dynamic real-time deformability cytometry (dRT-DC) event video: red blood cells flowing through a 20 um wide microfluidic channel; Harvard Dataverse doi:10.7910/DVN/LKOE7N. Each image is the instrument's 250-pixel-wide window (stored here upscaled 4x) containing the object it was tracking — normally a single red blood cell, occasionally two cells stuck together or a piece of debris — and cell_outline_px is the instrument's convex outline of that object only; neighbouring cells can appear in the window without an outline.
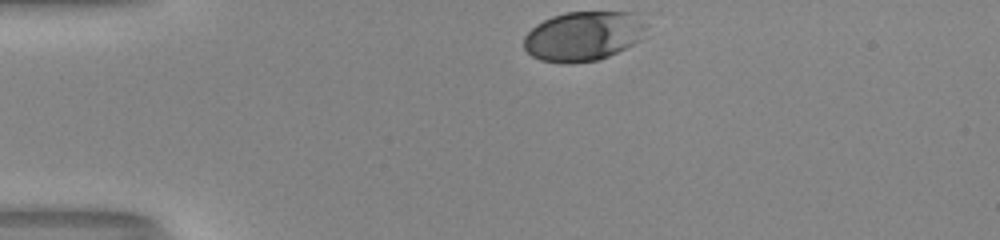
{"species": "human", "species_latin": "Homo sapiens", "temperature_condition": "room temperature", "stored_images_in_passage": 32, "camera_frame_rate_fps": 3000, "um_per_image_px": 0.085, "donor": {"sex": "male"}, "frame": {"image": 1, "passage_image": 1, "time_ms": 0.0, "image_size_px": [1000, 240], "cell_outline_px": [[648, 24], [640, 40], [608, 56], [596, 60], [564, 64], [540, 60], [532, 56], [524, 48], [524, 36], [536, 24], [552, 16], [564, 12], [632, 12]], "centroid_in_image_um": [49.57, 3.06], "position_along_channel_um": 35.4, "area_um2": 35.32}}
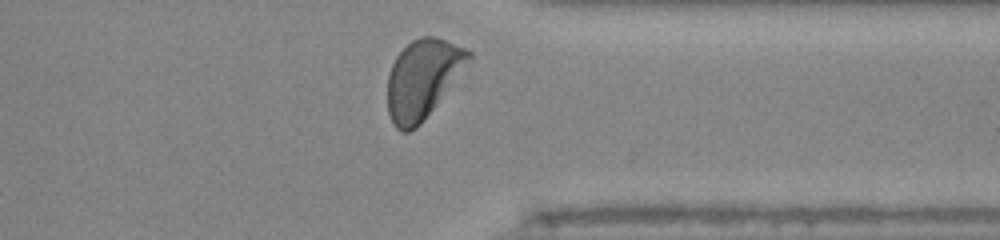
{"frame": {"image": 2, "passage_image": 31, "time_ms": 10.0, "image_size_px": [1000, 240], "cell_outline_px": [[472, 56], [420, 124], [416, 128], [408, 132], [400, 132], [392, 124], [388, 112], [388, 76], [392, 64], [396, 56], [412, 40], [424, 36], [436, 36], [464, 48], [472, 52]], "centroid_in_image_um": [35.87, 6.7], "position_along_channel_um": 375.5, "area_um2": 36.3}, "authors_computed_cell_mechanics": {"area_um2": 37.9746, "velocity_mm_per_s": 3.9507, "shape_relaxation_time_tau1_ms": 2.0729, "shape_relaxation_time_tau2_ms": null, "deformation_change_tau1": 0.1314, "deformation_change_tau2": null}}